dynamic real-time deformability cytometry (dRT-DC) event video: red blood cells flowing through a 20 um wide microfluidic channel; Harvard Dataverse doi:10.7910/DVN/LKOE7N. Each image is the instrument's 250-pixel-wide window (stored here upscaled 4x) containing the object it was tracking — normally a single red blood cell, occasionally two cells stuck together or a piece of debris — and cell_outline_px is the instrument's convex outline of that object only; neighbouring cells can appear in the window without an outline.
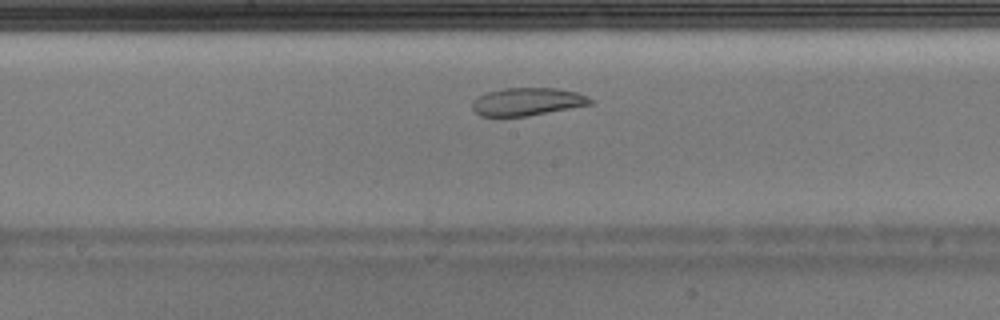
{"species": "Egyptian fruit bat (a non-hibernating species)", "species_latin": "Rousettus aegyptiacus", "temperature_condition": "warm", "stored_images_in_passage": 36, "camera_frame_rate_fps": 3000, "um_per_image_px": 0.085, "animal": {"sex": "male"}, "frame": {"image": 1, "passage_image": 16, "time_ms": 5.0, "image_size_px": [1000, 320], "cell_outline_px": [[592, 104], [528, 116], [480, 116], [472, 108], [472, 104], [480, 96], [488, 92], [504, 88], [556, 88], [576, 92], [592, 100]], "centroid_in_image_um": [44.82, 8.64], "position_along_channel_um": 203.4, "area_um2": 18.79}}